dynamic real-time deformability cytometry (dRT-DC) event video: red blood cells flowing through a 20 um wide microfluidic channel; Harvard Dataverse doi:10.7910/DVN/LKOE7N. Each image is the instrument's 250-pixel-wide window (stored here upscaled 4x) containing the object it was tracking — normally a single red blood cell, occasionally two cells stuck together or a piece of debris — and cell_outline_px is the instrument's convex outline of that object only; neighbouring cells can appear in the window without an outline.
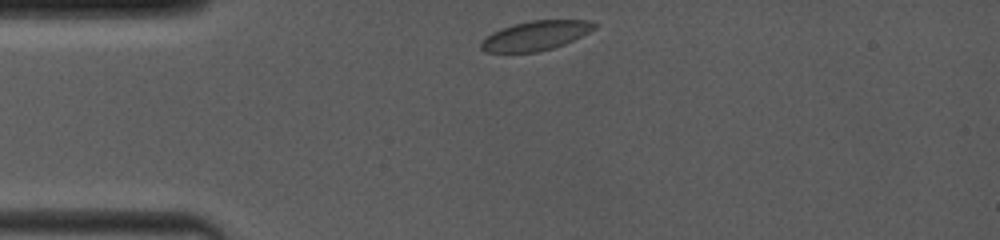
{"species": "common noctule bat (a hibernating species)", "species_latin": "Nyctalus noctula", "temperature_condition": "room temperature", "stored_images_in_passage": 50, "camera_frame_rate_fps": 4000, "um_per_image_px": 0.085, "animal": {"sex": "female", "body_mass_g": 19.0, "forearm_length_mm": 53.3}, "frame": {"image": 1, "passage_image": 1, "time_ms": 0.0, "image_size_px": [1000, 240], "cell_outline_px": [[596, 28], [564, 44], [552, 48], [536, 52], [484, 52], [480, 48], [480, 44], [492, 32], [500, 28], [512, 24], [532, 20], [588, 20], [596, 24]], "centroid_in_image_um": [45.5, 3.02], "position_along_channel_um": 39.5, "area_um2": 19.25}}
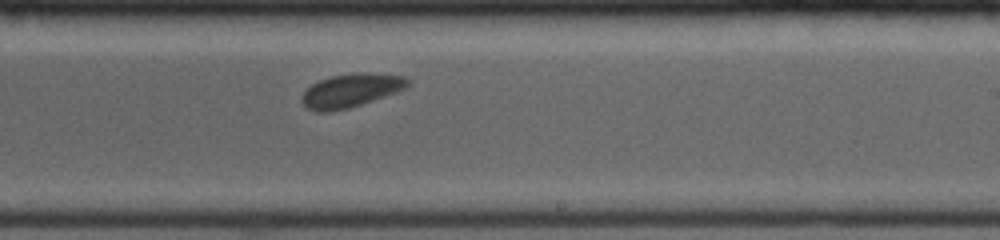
{"frame": {"image": 2, "passage_image": 27, "time_ms": 6.25, "image_size_px": [1000, 240], "cell_outline_px": [[412, 80], [404, 88], [396, 92], [348, 108], [328, 112], [316, 112], [308, 108], [300, 100], [304, 92], [312, 84], [320, 80], [332, 76], [404, 76]], "centroid_in_image_um": [29.74, 7.76], "position_along_channel_um": 259.3, "area_um2": 19.31}}
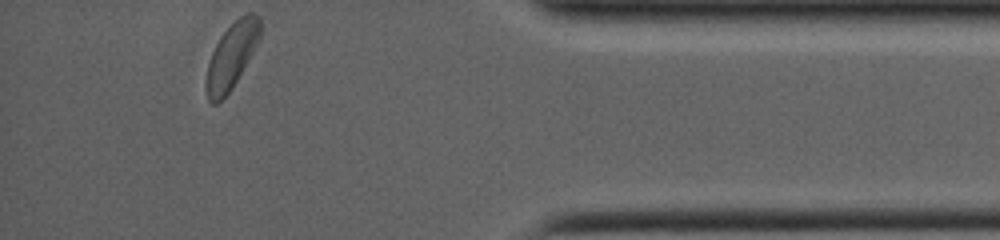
{"frame": {"image": 3, "passage_image": 50, "time_ms": 10.75, "image_size_px": [1000, 240], "cell_outline_px": [[260, 40], [232, 88], [216, 104], [212, 104], [208, 100], [204, 84], [208, 64], [212, 52], [220, 36], [240, 16], [248, 12], [252, 12], [260, 16]], "centroid_in_image_um": [19.68, 4.74], "position_along_channel_um": 415.5, "area_um2": 20.58}, "authors_computed_cell_mechanics": {"area_um2": 20.6346, "velocity_mm_per_s": 3.9848, "shape_relaxation_time_tau1_ms": 1.2784, "shape_relaxation_time_tau2_ms": null, "deformation_change_tau1": 0.0379, "deformation_change_tau2": null}}